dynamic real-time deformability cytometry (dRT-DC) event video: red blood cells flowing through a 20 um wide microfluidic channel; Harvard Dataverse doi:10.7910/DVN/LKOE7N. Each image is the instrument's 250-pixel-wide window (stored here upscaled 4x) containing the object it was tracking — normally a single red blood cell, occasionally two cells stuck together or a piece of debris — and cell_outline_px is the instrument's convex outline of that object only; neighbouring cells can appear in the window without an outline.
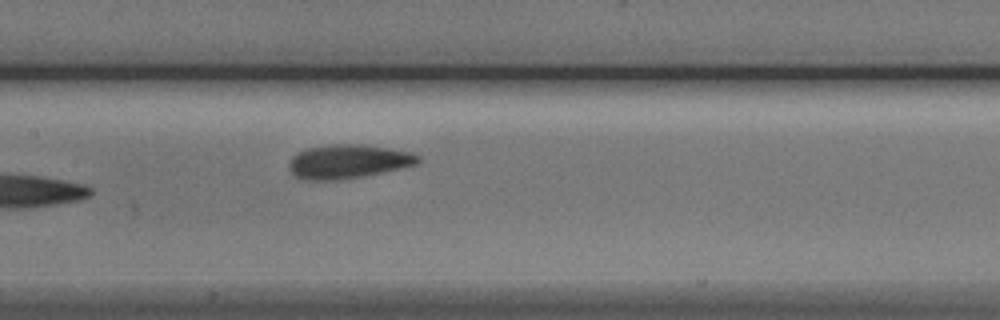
{"species": "Egyptian fruit bat (a non-hibernating species)", "species_latin": "Rousettus aegyptiacus", "temperature_condition": "cold", "stored_images_in_passage": 8, "camera_frame_rate_fps": 3000, "um_per_image_px": 0.085, "animal": {"sex": "male"}, "frame": {"image": 1, "passage_image": 7, "time_ms": 7.333, "image_size_px": [1000, 320], "cell_outline_px": [[420, 160], [416, 164], [380, 172], [360, 176], [336, 180], [304, 180], [296, 176], [288, 168], [288, 164], [292, 156], [296, 152], [308, 148], [328, 144], [360, 144], [392, 148], [412, 152], [420, 156]], "centroid_in_image_um": [29.55, 13.71], "position_along_channel_um": 177.8, "area_um2": 25.43}}